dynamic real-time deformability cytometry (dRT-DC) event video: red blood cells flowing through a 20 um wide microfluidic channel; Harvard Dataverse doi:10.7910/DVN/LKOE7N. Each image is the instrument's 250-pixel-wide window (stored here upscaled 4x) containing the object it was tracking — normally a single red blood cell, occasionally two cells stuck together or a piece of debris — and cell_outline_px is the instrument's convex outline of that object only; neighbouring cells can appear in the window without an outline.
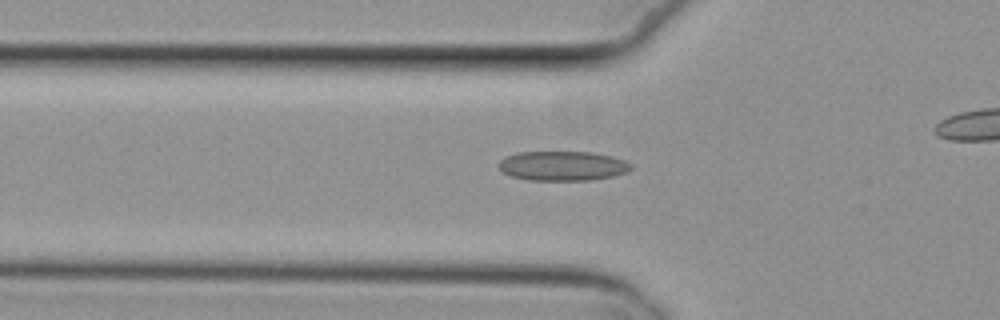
{"species": "common noctule bat (a hibernating species)", "species_latin": "Nyctalus noctula", "temperature_condition": "cold", "stored_images_in_passage": 47, "camera_frame_rate_fps": 3000, "um_per_image_px": 0.085, "animal": {"sex": "female", "body_mass_g": 29.2, "forearm_length_mm": 56.3}, "frame": {"image": 1, "passage_image": 19, "time_ms": 6.0, "image_size_px": [1000, 320], "cell_outline_px": [[632, 168], [628, 172], [612, 176], [592, 180], [528, 180], [512, 176], [504, 172], [500, 168], [500, 160], [504, 156], [516, 152], [592, 152], [612, 156], [624, 160], [632, 164]], "centroid_in_image_um": [47.84, 14.09], "position_along_channel_um": 78.0, "area_um2": 22.83}}
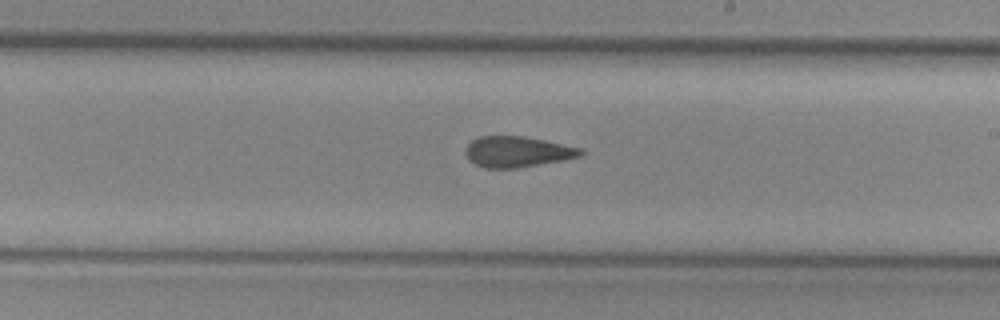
{"frame": {"image": 2, "passage_image": 32, "time_ms": 10.333, "image_size_px": [1000, 320], "cell_outline_px": [[584, 152], [580, 156], [564, 160], [516, 168], [484, 168], [468, 160], [464, 152], [464, 148], [472, 140], [480, 136], [524, 136], [584, 148]], "centroid_in_image_um": [43.96, 12.9], "position_along_channel_um": 245.0, "area_um2": 20.81}}
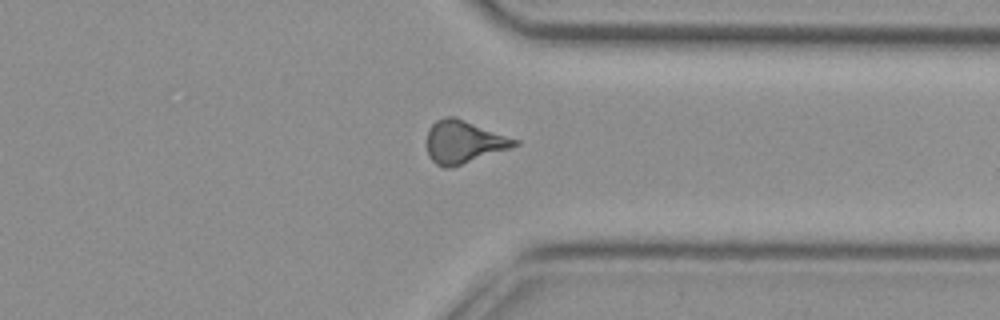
{"frame": {"image": 3, "passage_image": 42, "time_ms": 13.667, "image_size_px": [1000, 320], "cell_outline_px": [[520, 144], [512, 148], [452, 168], [444, 168], [436, 164], [428, 156], [428, 128], [436, 120], [444, 116], [456, 116], [520, 140]], "centroid_in_image_um": [39.45, 12.06], "position_along_channel_um": 372.0, "area_um2": 22.25}, "authors_computed_cell_mechanics": {"area_um2": 21.8484, "velocity_mm_per_s": 3.8453, "shape_relaxation_time_tau1_ms": null, "shape_relaxation_time_tau2_ms": 2.5909, "deformation_change_tau1": null, "deformation_change_tau2": 0.1086}}